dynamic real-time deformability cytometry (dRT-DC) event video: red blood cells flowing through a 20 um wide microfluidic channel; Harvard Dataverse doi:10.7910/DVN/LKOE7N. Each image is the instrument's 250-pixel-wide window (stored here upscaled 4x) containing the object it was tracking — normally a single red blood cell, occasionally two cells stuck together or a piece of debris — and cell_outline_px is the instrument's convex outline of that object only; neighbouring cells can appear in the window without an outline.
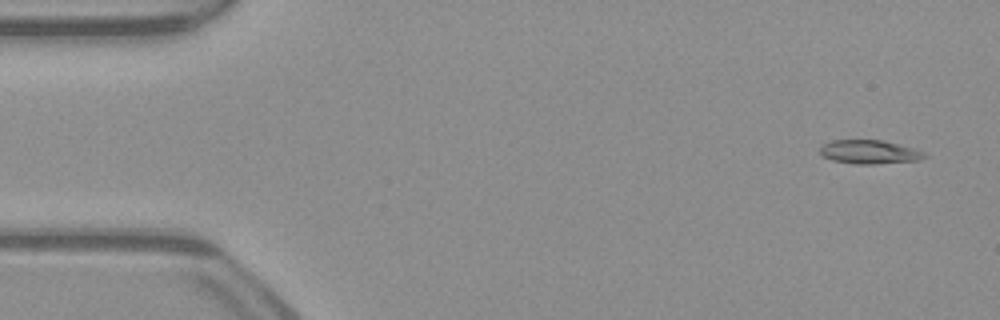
{"species": "common noctule bat (a hibernating species)", "species_latin": "Nyctalus noctula", "temperature_condition": "warm", "stored_images_in_passage": 52, "camera_frame_rate_fps": 3000, "um_per_image_px": 0.085, "animal": {"sex": "male", "body_mass_g": 23.1, "forearm_length_mm": 52.7}, "frame": {"image": 1, "passage_image": 3, "time_ms": 0.667, "image_size_px": [1000, 320], "cell_outline_px": [[928, 156], [916, 160], [872, 164], [856, 164], [832, 160], [820, 156], [820, 148], [824, 144], [832, 140], [880, 140], [912, 148], [924, 152]], "centroid_in_image_um": [73.84, 12.92], "position_along_channel_um": 11.2, "area_um2": 14.22}}
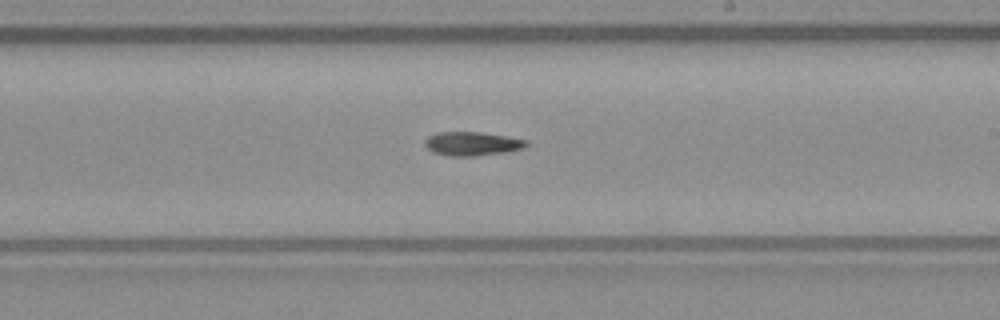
{"frame": {"image": 2, "passage_image": 30, "time_ms": 9.667, "image_size_px": [1000, 320], "cell_outline_px": [[528, 144], [524, 148], [504, 152], [476, 156], [448, 156], [432, 152], [424, 144], [424, 140], [428, 136], [436, 132], [480, 132], [528, 140]], "centroid_in_image_um": [40.1, 12.21], "position_along_channel_um": 248.9, "area_um2": 14.1}}
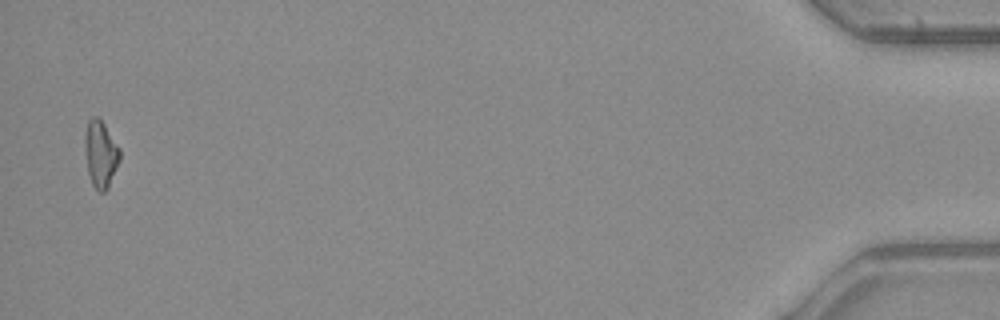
{"frame": {"image": 3, "passage_image": 51, "time_ms": 16.667, "image_size_px": [1000, 320], "cell_outline_px": [[120, 160], [108, 188], [104, 192], [100, 192], [92, 184], [88, 172], [84, 148], [84, 136], [88, 120], [92, 116], [96, 116], [104, 124], [120, 148]], "centroid_in_image_um": [8.55, 13.08], "position_along_channel_um": 426.7, "area_um2": 13.64}}